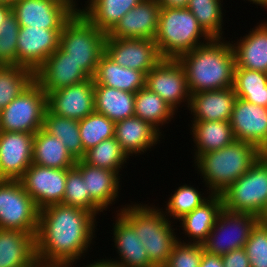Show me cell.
<instances>
[{
  "label": "cell",
  "mask_w": 267,
  "mask_h": 267,
  "mask_svg": "<svg viewBox=\"0 0 267 267\" xmlns=\"http://www.w3.org/2000/svg\"><path fill=\"white\" fill-rule=\"evenodd\" d=\"M233 88L238 98L267 108V73L235 68Z\"/></svg>",
  "instance_id": "cell-35"
},
{
  "label": "cell",
  "mask_w": 267,
  "mask_h": 267,
  "mask_svg": "<svg viewBox=\"0 0 267 267\" xmlns=\"http://www.w3.org/2000/svg\"><path fill=\"white\" fill-rule=\"evenodd\" d=\"M17 0H0V4H7L12 6Z\"/></svg>",
  "instance_id": "cell-55"
},
{
  "label": "cell",
  "mask_w": 267,
  "mask_h": 267,
  "mask_svg": "<svg viewBox=\"0 0 267 267\" xmlns=\"http://www.w3.org/2000/svg\"><path fill=\"white\" fill-rule=\"evenodd\" d=\"M34 134L0 131L1 180H19L32 164Z\"/></svg>",
  "instance_id": "cell-19"
},
{
  "label": "cell",
  "mask_w": 267,
  "mask_h": 267,
  "mask_svg": "<svg viewBox=\"0 0 267 267\" xmlns=\"http://www.w3.org/2000/svg\"><path fill=\"white\" fill-rule=\"evenodd\" d=\"M48 263H45L41 261L38 257H36L34 260H32L30 263L23 267H46Z\"/></svg>",
  "instance_id": "cell-51"
},
{
  "label": "cell",
  "mask_w": 267,
  "mask_h": 267,
  "mask_svg": "<svg viewBox=\"0 0 267 267\" xmlns=\"http://www.w3.org/2000/svg\"><path fill=\"white\" fill-rule=\"evenodd\" d=\"M84 267H123L119 263L111 261L108 259H101L98 261H94L93 263H90L89 265H84Z\"/></svg>",
  "instance_id": "cell-48"
},
{
  "label": "cell",
  "mask_w": 267,
  "mask_h": 267,
  "mask_svg": "<svg viewBox=\"0 0 267 267\" xmlns=\"http://www.w3.org/2000/svg\"><path fill=\"white\" fill-rule=\"evenodd\" d=\"M223 0H189L187 8L211 38H222Z\"/></svg>",
  "instance_id": "cell-38"
},
{
  "label": "cell",
  "mask_w": 267,
  "mask_h": 267,
  "mask_svg": "<svg viewBox=\"0 0 267 267\" xmlns=\"http://www.w3.org/2000/svg\"><path fill=\"white\" fill-rule=\"evenodd\" d=\"M35 258L34 234L0 229V267H23Z\"/></svg>",
  "instance_id": "cell-27"
},
{
  "label": "cell",
  "mask_w": 267,
  "mask_h": 267,
  "mask_svg": "<svg viewBox=\"0 0 267 267\" xmlns=\"http://www.w3.org/2000/svg\"><path fill=\"white\" fill-rule=\"evenodd\" d=\"M211 39L188 8H160L154 41L162 58L178 59Z\"/></svg>",
  "instance_id": "cell-5"
},
{
  "label": "cell",
  "mask_w": 267,
  "mask_h": 267,
  "mask_svg": "<svg viewBox=\"0 0 267 267\" xmlns=\"http://www.w3.org/2000/svg\"><path fill=\"white\" fill-rule=\"evenodd\" d=\"M106 37L81 12L74 13L63 26L59 47L92 78L105 53Z\"/></svg>",
  "instance_id": "cell-6"
},
{
  "label": "cell",
  "mask_w": 267,
  "mask_h": 267,
  "mask_svg": "<svg viewBox=\"0 0 267 267\" xmlns=\"http://www.w3.org/2000/svg\"><path fill=\"white\" fill-rule=\"evenodd\" d=\"M254 28L232 44L236 68L267 73V22Z\"/></svg>",
  "instance_id": "cell-25"
},
{
  "label": "cell",
  "mask_w": 267,
  "mask_h": 267,
  "mask_svg": "<svg viewBox=\"0 0 267 267\" xmlns=\"http://www.w3.org/2000/svg\"><path fill=\"white\" fill-rule=\"evenodd\" d=\"M142 0H88L81 13L100 31L108 34L118 21Z\"/></svg>",
  "instance_id": "cell-32"
},
{
  "label": "cell",
  "mask_w": 267,
  "mask_h": 267,
  "mask_svg": "<svg viewBox=\"0 0 267 267\" xmlns=\"http://www.w3.org/2000/svg\"><path fill=\"white\" fill-rule=\"evenodd\" d=\"M160 8L158 0H142L118 21L107 37L154 40Z\"/></svg>",
  "instance_id": "cell-20"
},
{
  "label": "cell",
  "mask_w": 267,
  "mask_h": 267,
  "mask_svg": "<svg viewBox=\"0 0 267 267\" xmlns=\"http://www.w3.org/2000/svg\"><path fill=\"white\" fill-rule=\"evenodd\" d=\"M262 154L266 157L267 159V148L262 152Z\"/></svg>",
  "instance_id": "cell-56"
},
{
  "label": "cell",
  "mask_w": 267,
  "mask_h": 267,
  "mask_svg": "<svg viewBox=\"0 0 267 267\" xmlns=\"http://www.w3.org/2000/svg\"><path fill=\"white\" fill-rule=\"evenodd\" d=\"M95 217L88 210L63 204L39 210L36 257L48 264H76L96 237Z\"/></svg>",
  "instance_id": "cell-1"
},
{
  "label": "cell",
  "mask_w": 267,
  "mask_h": 267,
  "mask_svg": "<svg viewBox=\"0 0 267 267\" xmlns=\"http://www.w3.org/2000/svg\"><path fill=\"white\" fill-rule=\"evenodd\" d=\"M79 134L84 152H86L103 140L114 137L115 122L105 115L93 111L87 117L79 120Z\"/></svg>",
  "instance_id": "cell-39"
},
{
  "label": "cell",
  "mask_w": 267,
  "mask_h": 267,
  "mask_svg": "<svg viewBox=\"0 0 267 267\" xmlns=\"http://www.w3.org/2000/svg\"><path fill=\"white\" fill-rule=\"evenodd\" d=\"M203 252V244L186 243L178 238L163 267H200Z\"/></svg>",
  "instance_id": "cell-43"
},
{
  "label": "cell",
  "mask_w": 267,
  "mask_h": 267,
  "mask_svg": "<svg viewBox=\"0 0 267 267\" xmlns=\"http://www.w3.org/2000/svg\"><path fill=\"white\" fill-rule=\"evenodd\" d=\"M12 13L20 27L62 30L74 12L57 0H17Z\"/></svg>",
  "instance_id": "cell-14"
},
{
  "label": "cell",
  "mask_w": 267,
  "mask_h": 267,
  "mask_svg": "<svg viewBox=\"0 0 267 267\" xmlns=\"http://www.w3.org/2000/svg\"><path fill=\"white\" fill-rule=\"evenodd\" d=\"M75 167L81 172L90 197L103 209L107 210L116 198H119L121 178L117 172L86 164L76 160Z\"/></svg>",
  "instance_id": "cell-24"
},
{
  "label": "cell",
  "mask_w": 267,
  "mask_h": 267,
  "mask_svg": "<svg viewBox=\"0 0 267 267\" xmlns=\"http://www.w3.org/2000/svg\"><path fill=\"white\" fill-rule=\"evenodd\" d=\"M259 222L252 213L233 212L222 208L206 241L204 250L222 256L232 250L244 248L251 230Z\"/></svg>",
  "instance_id": "cell-10"
},
{
  "label": "cell",
  "mask_w": 267,
  "mask_h": 267,
  "mask_svg": "<svg viewBox=\"0 0 267 267\" xmlns=\"http://www.w3.org/2000/svg\"><path fill=\"white\" fill-rule=\"evenodd\" d=\"M224 267H250L244 248L232 250L221 256Z\"/></svg>",
  "instance_id": "cell-45"
},
{
  "label": "cell",
  "mask_w": 267,
  "mask_h": 267,
  "mask_svg": "<svg viewBox=\"0 0 267 267\" xmlns=\"http://www.w3.org/2000/svg\"><path fill=\"white\" fill-rule=\"evenodd\" d=\"M113 223V241L119 254L118 260L111 261L119 263L123 267H155L148 258L141 240L138 238L134 228L119 214ZM115 224V225H114Z\"/></svg>",
  "instance_id": "cell-23"
},
{
  "label": "cell",
  "mask_w": 267,
  "mask_h": 267,
  "mask_svg": "<svg viewBox=\"0 0 267 267\" xmlns=\"http://www.w3.org/2000/svg\"><path fill=\"white\" fill-rule=\"evenodd\" d=\"M161 8H187L189 0H158Z\"/></svg>",
  "instance_id": "cell-47"
},
{
  "label": "cell",
  "mask_w": 267,
  "mask_h": 267,
  "mask_svg": "<svg viewBox=\"0 0 267 267\" xmlns=\"http://www.w3.org/2000/svg\"><path fill=\"white\" fill-rule=\"evenodd\" d=\"M124 205L116 210L135 230L155 267H163L169 259L174 244L178 241L175 225L165 216L162 208L155 205ZM156 207V208H154Z\"/></svg>",
  "instance_id": "cell-4"
},
{
  "label": "cell",
  "mask_w": 267,
  "mask_h": 267,
  "mask_svg": "<svg viewBox=\"0 0 267 267\" xmlns=\"http://www.w3.org/2000/svg\"><path fill=\"white\" fill-rule=\"evenodd\" d=\"M20 25L11 12L0 25V65H17V42Z\"/></svg>",
  "instance_id": "cell-42"
},
{
  "label": "cell",
  "mask_w": 267,
  "mask_h": 267,
  "mask_svg": "<svg viewBox=\"0 0 267 267\" xmlns=\"http://www.w3.org/2000/svg\"><path fill=\"white\" fill-rule=\"evenodd\" d=\"M261 154L254 144L234 140L222 149L199 155L194 164L209 193L221 195L250 169Z\"/></svg>",
  "instance_id": "cell-3"
},
{
  "label": "cell",
  "mask_w": 267,
  "mask_h": 267,
  "mask_svg": "<svg viewBox=\"0 0 267 267\" xmlns=\"http://www.w3.org/2000/svg\"><path fill=\"white\" fill-rule=\"evenodd\" d=\"M68 169H55L31 164L19 179L37 208L62 204Z\"/></svg>",
  "instance_id": "cell-12"
},
{
  "label": "cell",
  "mask_w": 267,
  "mask_h": 267,
  "mask_svg": "<svg viewBox=\"0 0 267 267\" xmlns=\"http://www.w3.org/2000/svg\"><path fill=\"white\" fill-rule=\"evenodd\" d=\"M200 267H224V264L220 255L211 254L204 250Z\"/></svg>",
  "instance_id": "cell-46"
},
{
  "label": "cell",
  "mask_w": 267,
  "mask_h": 267,
  "mask_svg": "<svg viewBox=\"0 0 267 267\" xmlns=\"http://www.w3.org/2000/svg\"><path fill=\"white\" fill-rule=\"evenodd\" d=\"M63 205L79 207L97 216L104 210L90 197L81 172L74 166L68 169Z\"/></svg>",
  "instance_id": "cell-40"
},
{
  "label": "cell",
  "mask_w": 267,
  "mask_h": 267,
  "mask_svg": "<svg viewBox=\"0 0 267 267\" xmlns=\"http://www.w3.org/2000/svg\"><path fill=\"white\" fill-rule=\"evenodd\" d=\"M230 125L235 140L252 143L261 152L267 148V108L237 97Z\"/></svg>",
  "instance_id": "cell-17"
},
{
  "label": "cell",
  "mask_w": 267,
  "mask_h": 267,
  "mask_svg": "<svg viewBox=\"0 0 267 267\" xmlns=\"http://www.w3.org/2000/svg\"><path fill=\"white\" fill-rule=\"evenodd\" d=\"M74 267L73 264H48L46 267Z\"/></svg>",
  "instance_id": "cell-54"
},
{
  "label": "cell",
  "mask_w": 267,
  "mask_h": 267,
  "mask_svg": "<svg viewBox=\"0 0 267 267\" xmlns=\"http://www.w3.org/2000/svg\"><path fill=\"white\" fill-rule=\"evenodd\" d=\"M244 249L250 267H267V227L260 221L251 230Z\"/></svg>",
  "instance_id": "cell-44"
},
{
  "label": "cell",
  "mask_w": 267,
  "mask_h": 267,
  "mask_svg": "<svg viewBox=\"0 0 267 267\" xmlns=\"http://www.w3.org/2000/svg\"><path fill=\"white\" fill-rule=\"evenodd\" d=\"M92 79L94 84L136 93L145 87L146 75L139 70L122 67L104 53Z\"/></svg>",
  "instance_id": "cell-28"
},
{
  "label": "cell",
  "mask_w": 267,
  "mask_h": 267,
  "mask_svg": "<svg viewBox=\"0 0 267 267\" xmlns=\"http://www.w3.org/2000/svg\"><path fill=\"white\" fill-rule=\"evenodd\" d=\"M47 109L60 117L82 120L95 111L92 78L47 95Z\"/></svg>",
  "instance_id": "cell-16"
},
{
  "label": "cell",
  "mask_w": 267,
  "mask_h": 267,
  "mask_svg": "<svg viewBox=\"0 0 267 267\" xmlns=\"http://www.w3.org/2000/svg\"><path fill=\"white\" fill-rule=\"evenodd\" d=\"M145 87L158 94L175 111L183 102L189 107L191 94L184 67L177 59L163 58L146 74Z\"/></svg>",
  "instance_id": "cell-11"
},
{
  "label": "cell",
  "mask_w": 267,
  "mask_h": 267,
  "mask_svg": "<svg viewBox=\"0 0 267 267\" xmlns=\"http://www.w3.org/2000/svg\"><path fill=\"white\" fill-rule=\"evenodd\" d=\"M236 99L233 87L191 94V121H230Z\"/></svg>",
  "instance_id": "cell-21"
},
{
  "label": "cell",
  "mask_w": 267,
  "mask_h": 267,
  "mask_svg": "<svg viewBox=\"0 0 267 267\" xmlns=\"http://www.w3.org/2000/svg\"><path fill=\"white\" fill-rule=\"evenodd\" d=\"M194 159L201 154L219 150L231 144L235 138L230 121H191Z\"/></svg>",
  "instance_id": "cell-30"
},
{
  "label": "cell",
  "mask_w": 267,
  "mask_h": 267,
  "mask_svg": "<svg viewBox=\"0 0 267 267\" xmlns=\"http://www.w3.org/2000/svg\"><path fill=\"white\" fill-rule=\"evenodd\" d=\"M208 197L202 196L201 192L191 185H181L174 191V194H171V197L168 199V202L164 208L166 211H163L165 216H169L174 219V221L181 219L183 216L192 212L195 208L200 206L205 202Z\"/></svg>",
  "instance_id": "cell-41"
},
{
  "label": "cell",
  "mask_w": 267,
  "mask_h": 267,
  "mask_svg": "<svg viewBox=\"0 0 267 267\" xmlns=\"http://www.w3.org/2000/svg\"><path fill=\"white\" fill-rule=\"evenodd\" d=\"M65 5H67L74 13H79L81 12V9L79 7H76L78 6V4L76 3L77 1L76 0H57Z\"/></svg>",
  "instance_id": "cell-50"
},
{
  "label": "cell",
  "mask_w": 267,
  "mask_h": 267,
  "mask_svg": "<svg viewBox=\"0 0 267 267\" xmlns=\"http://www.w3.org/2000/svg\"><path fill=\"white\" fill-rule=\"evenodd\" d=\"M95 111L118 122L134 116L135 93L94 84Z\"/></svg>",
  "instance_id": "cell-31"
},
{
  "label": "cell",
  "mask_w": 267,
  "mask_h": 267,
  "mask_svg": "<svg viewBox=\"0 0 267 267\" xmlns=\"http://www.w3.org/2000/svg\"><path fill=\"white\" fill-rule=\"evenodd\" d=\"M114 137L129 157L133 156L132 154H142L156 146L160 142L162 132L149 122L133 116L115 123Z\"/></svg>",
  "instance_id": "cell-22"
},
{
  "label": "cell",
  "mask_w": 267,
  "mask_h": 267,
  "mask_svg": "<svg viewBox=\"0 0 267 267\" xmlns=\"http://www.w3.org/2000/svg\"><path fill=\"white\" fill-rule=\"evenodd\" d=\"M62 30L20 27L17 42V65L35 72L58 48Z\"/></svg>",
  "instance_id": "cell-15"
},
{
  "label": "cell",
  "mask_w": 267,
  "mask_h": 267,
  "mask_svg": "<svg viewBox=\"0 0 267 267\" xmlns=\"http://www.w3.org/2000/svg\"><path fill=\"white\" fill-rule=\"evenodd\" d=\"M32 163L55 169H70L75 166L76 160L60 139L42 128L34 134Z\"/></svg>",
  "instance_id": "cell-29"
},
{
  "label": "cell",
  "mask_w": 267,
  "mask_h": 267,
  "mask_svg": "<svg viewBox=\"0 0 267 267\" xmlns=\"http://www.w3.org/2000/svg\"><path fill=\"white\" fill-rule=\"evenodd\" d=\"M176 111L167 104L158 94L147 87L135 93L134 116L149 122L159 132L163 124H168Z\"/></svg>",
  "instance_id": "cell-33"
},
{
  "label": "cell",
  "mask_w": 267,
  "mask_h": 267,
  "mask_svg": "<svg viewBox=\"0 0 267 267\" xmlns=\"http://www.w3.org/2000/svg\"><path fill=\"white\" fill-rule=\"evenodd\" d=\"M222 208V196L211 194L200 206L179 219L183 234L185 233L191 241L187 243L203 244L214 227Z\"/></svg>",
  "instance_id": "cell-26"
},
{
  "label": "cell",
  "mask_w": 267,
  "mask_h": 267,
  "mask_svg": "<svg viewBox=\"0 0 267 267\" xmlns=\"http://www.w3.org/2000/svg\"><path fill=\"white\" fill-rule=\"evenodd\" d=\"M47 94L34 81L0 110V131L35 134L43 128Z\"/></svg>",
  "instance_id": "cell-8"
},
{
  "label": "cell",
  "mask_w": 267,
  "mask_h": 267,
  "mask_svg": "<svg viewBox=\"0 0 267 267\" xmlns=\"http://www.w3.org/2000/svg\"><path fill=\"white\" fill-rule=\"evenodd\" d=\"M223 207L260 217L267 207V159L261 154L250 169L222 194Z\"/></svg>",
  "instance_id": "cell-7"
},
{
  "label": "cell",
  "mask_w": 267,
  "mask_h": 267,
  "mask_svg": "<svg viewBox=\"0 0 267 267\" xmlns=\"http://www.w3.org/2000/svg\"><path fill=\"white\" fill-rule=\"evenodd\" d=\"M34 82V72L19 65H0V110Z\"/></svg>",
  "instance_id": "cell-36"
},
{
  "label": "cell",
  "mask_w": 267,
  "mask_h": 267,
  "mask_svg": "<svg viewBox=\"0 0 267 267\" xmlns=\"http://www.w3.org/2000/svg\"><path fill=\"white\" fill-rule=\"evenodd\" d=\"M90 77L60 47L34 72V81L48 95Z\"/></svg>",
  "instance_id": "cell-18"
},
{
  "label": "cell",
  "mask_w": 267,
  "mask_h": 267,
  "mask_svg": "<svg viewBox=\"0 0 267 267\" xmlns=\"http://www.w3.org/2000/svg\"><path fill=\"white\" fill-rule=\"evenodd\" d=\"M105 54L122 67L139 70L145 75L163 59L151 39L106 37Z\"/></svg>",
  "instance_id": "cell-13"
},
{
  "label": "cell",
  "mask_w": 267,
  "mask_h": 267,
  "mask_svg": "<svg viewBox=\"0 0 267 267\" xmlns=\"http://www.w3.org/2000/svg\"><path fill=\"white\" fill-rule=\"evenodd\" d=\"M12 12V6L7 4H0V25L5 21V19Z\"/></svg>",
  "instance_id": "cell-49"
},
{
  "label": "cell",
  "mask_w": 267,
  "mask_h": 267,
  "mask_svg": "<svg viewBox=\"0 0 267 267\" xmlns=\"http://www.w3.org/2000/svg\"><path fill=\"white\" fill-rule=\"evenodd\" d=\"M259 221L265 226L267 227V207L264 210V212L262 213V215L259 217Z\"/></svg>",
  "instance_id": "cell-53"
},
{
  "label": "cell",
  "mask_w": 267,
  "mask_h": 267,
  "mask_svg": "<svg viewBox=\"0 0 267 267\" xmlns=\"http://www.w3.org/2000/svg\"><path fill=\"white\" fill-rule=\"evenodd\" d=\"M249 2H252V4H256L262 7L267 8V0H247Z\"/></svg>",
  "instance_id": "cell-52"
},
{
  "label": "cell",
  "mask_w": 267,
  "mask_h": 267,
  "mask_svg": "<svg viewBox=\"0 0 267 267\" xmlns=\"http://www.w3.org/2000/svg\"><path fill=\"white\" fill-rule=\"evenodd\" d=\"M177 60L190 94L233 87L236 63L230 40L212 38Z\"/></svg>",
  "instance_id": "cell-2"
},
{
  "label": "cell",
  "mask_w": 267,
  "mask_h": 267,
  "mask_svg": "<svg viewBox=\"0 0 267 267\" xmlns=\"http://www.w3.org/2000/svg\"><path fill=\"white\" fill-rule=\"evenodd\" d=\"M130 157L122 150L116 138L103 140L85 152L82 160L91 166L115 171L119 174ZM128 159V160H127ZM123 166V167H122Z\"/></svg>",
  "instance_id": "cell-37"
},
{
  "label": "cell",
  "mask_w": 267,
  "mask_h": 267,
  "mask_svg": "<svg viewBox=\"0 0 267 267\" xmlns=\"http://www.w3.org/2000/svg\"><path fill=\"white\" fill-rule=\"evenodd\" d=\"M39 209L19 180H0V229L36 236Z\"/></svg>",
  "instance_id": "cell-9"
},
{
  "label": "cell",
  "mask_w": 267,
  "mask_h": 267,
  "mask_svg": "<svg viewBox=\"0 0 267 267\" xmlns=\"http://www.w3.org/2000/svg\"><path fill=\"white\" fill-rule=\"evenodd\" d=\"M43 129L60 139L75 160H81L84 157L85 152L79 134L78 120L57 116L46 109Z\"/></svg>",
  "instance_id": "cell-34"
}]
</instances>
